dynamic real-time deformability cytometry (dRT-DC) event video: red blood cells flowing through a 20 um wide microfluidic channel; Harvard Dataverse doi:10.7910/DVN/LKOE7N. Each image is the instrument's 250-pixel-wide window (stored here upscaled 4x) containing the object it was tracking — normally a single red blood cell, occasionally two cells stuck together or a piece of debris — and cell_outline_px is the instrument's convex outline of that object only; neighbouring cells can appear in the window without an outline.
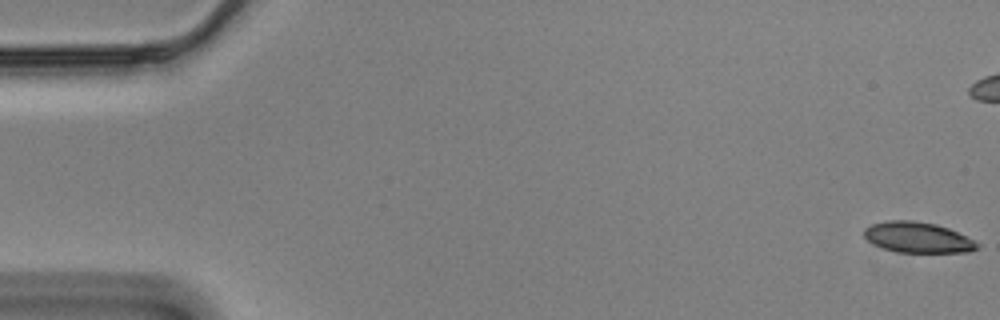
{"species": "Egyptian fruit bat (a non-hibernating species)", "species_latin": "Rousettus aegyptiacus", "temperature_condition": "cold", "stored_images_in_passage": 59, "camera_frame_rate_fps": 3000, "um_per_image_px": 0.085, "animal": {"sex": "male"}, "frame": {"image": 1, "passage_image": 1, "time_ms": 0.0, "image_size_px": [1000, 320], "cell_outline_px": [[980, 248], [968, 252], [896, 252], [872, 244], [864, 236], [864, 228], [872, 224], [888, 220], [912, 220], [936, 224], [948, 228], [980, 244]], "centroid_in_image_um": [77.98, 20.18], "position_along_channel_um": 7.0, "area_um2": 20.11}}
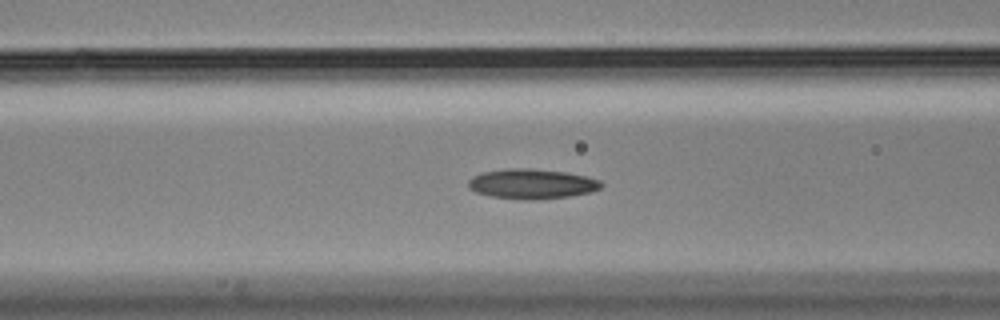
{"frame": {"image": 2, "passage_image": 23, "time_ms": 7.333, "image_size_px": [1000, 320], "cell_outline_px": [[604, 184], [600, 188], [588, 192], [568, 196], [536, 200], [516, 200], [492, 196], [476, 192], [468, 188], [468, 180], [472, 176], [484, 172], [508, 168], [528, 168], [564, 172], [584, 176], [600, 180]], "centroid_in_image_um": [45.16, 15.63], "position_along_channel_um": 121.4, "area_um2": 23.12}}
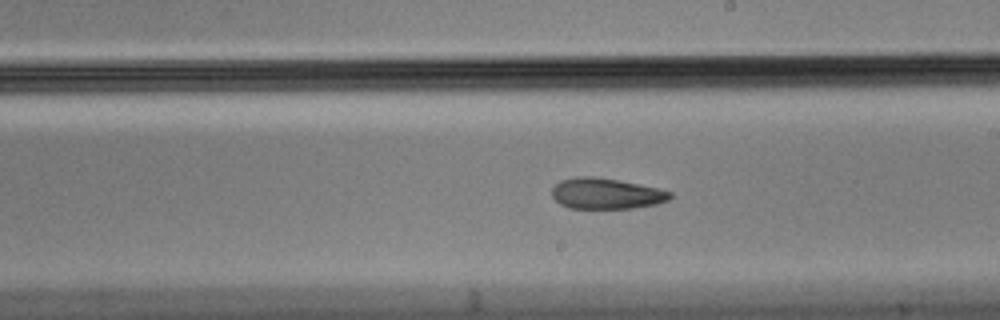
{"frame": {"image": 3, "passage_image": 33, "time_ms": 10.667, "image_size_px": [1000, 320], "cell_outline_px": [[672, 196], [668, 200], [656, 204], [632, 208], [568, 208], [560, 204], [552, 196], [552, 188], [560, 180], [576, 176], [592, 176], [616, 180], [656, 188], [672, 192]], "centroid_in_image_um": [51.48, 16.45], "position_along_channel_um": 237.5, "area_um2": 21.04}, "authors_computed_cell_mechanics": {"area_um2": 22.1374, "velocity_mm_per_s": 3.4879, "shape_relaxation_time_tau1_ms": null, "shape_relaxation_time_tau2_ms": 10.1548, "deformation_change_tau1": null, "deformation_change_tau2": 0.2005}}